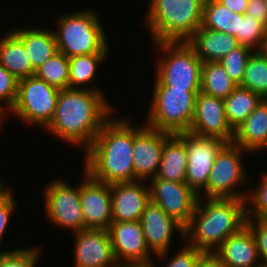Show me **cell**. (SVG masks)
<instances>
[{
    "instance_id": "5bb4252c",
    "label": "cell",
    "mask_w": 267,
    "mask_h": 267,
    "mask_svg": "<svg viewBox=\"0 0 267 267\" xmlns=\"http://www.w3.org/2000/svg\"><path fill=\"white\" fill-rule=\"evenodd\" d=\"M189 131L201 136L219 138L226 143H233L235 131L228 123L223 99L200 91L196 96Z\"/></svg>"
},
{
    "instance_id": "ee69618b",
    "label": "cell",
    "mask_w": 267,
    "mask_h": 267,
    "mask_svg": "<svg viewBox=\"0 0 267 267\" xmlns=\"http://www.w3.org/2000/svg\"><path fill=\"white\" fill-rule=\"evenodd\" d=\"M1 181L2 180L0 179V196L8 189L5 187V185Z\"/></svg>"
},
{
    "instance_id": "cb8c5ba5",
    "label": "cell",
    "mask_w": 267,
    "mask_h": 267,
    "mask_svg": "<svg viewBox=\"0 0 267 267\" xmlns=\"http://www.w3.org/2000/svg\"><path fill=\"white\" fill-rule=\"evenodd\" d=\"M187 149L178 134H171L164 142L162 157L155 178L185 182Z\"/></svg>"
},
{
    "instance_id": "9a60e30c",
    "label": "cell",
    "mask_w": 267,
    "mask_h": 267,
    "mask_svg": "<svg viewBox=\"0 0 267 267\" xmlns=\"http://www.w3.org/2000/svg\"><path fill=\"white\" fill-rule=\"evenodd\" d=\"M108 232L118 264H150L153 260L140 221L111 222Z\"/></svg>"
},
{
    "instance_id": "7402d4cb",
    "label": "cell",
    "mask_w": 267,
    "mask_h": 267,
    "mask_svg": "<svg viewBox=\"0 0 267 267\" xmlns=\"http://www.w3.org/2000/svg\"><path fill=\"white\" fill-rule=\"evenodd\" d=\"M233 143L250 153L267 150V99L235 130Z\"/></svg>"
},
{
    "instance_id": "603a6c76",
    "label": "cell",
    "mask_w": 267,
    "mask_h": 267,
    "mask_svg": "<svg viewBox=\"0 0 267 267\" xmlns=\"http://www.w3.org/2000/svg\"><path fill=\"white\" fill-rule=\"evenodd\" d=\"M11 31L23 42L35 71L57 52L53 30L21 27Z\"/></svg>"
},
{
    "instance_id": "60d3db41",
    "label": "cell",
    "mask_w": 267,
    "mask_h": 267,
    "mask_svg": "<svg viewBox=\"0 0 267 267\" xmlns=\"http://www.w3.org/2000/svg\"><path fill=\"white\" fill-rule=\"evenodd\" d=\"M195 267H227L215 253H204Z\"/></svg>"
},
{
    "instance_id": "8d00e7d4",
    "label": "cell",
    "mask_w": 267,
    "mask_h": 267,
    "mask_svg": "<svg viewBox=\"0 0 267 267\" xmlns=\"http://www.w3.org/2000/svg\"><path fill=\"white\" fill-rule=\"evenodd\" d=\"M185 245L186 246H184V248L182 246V249L169 260V262L165 265L166 267H195L204 252L188 245L187 243ZM153 262L155 261L152 260L149 264L151 267H155L156 265V263Z\"/></svg>"
},
{
    "instance_id": "4316f807",
    "label": "cell",
    "mask_w": 267,
    "mask_h": 267,
    "mask_svg": "<svg viewBox=\"0 0 267 267\" xmlns=\"http://www.w3.org/2000/svg\"><path fill=\"white\" fill-rule=\"evenodd\" d=\"M201 26L236 37L239 32L240 14L233 13L217 0H205Z\"/></svg>"
},
{
    "instance_id": "8fae6325",
    "label": "cell",
    "mask_w": 267,
    "mask_h": 267,
    "mask_svg": "<svg viewBox=\"0 0 267 267\" xmlns=\"http://www.w3.org/2000/svg\"><path fill=\"white\" fill-rule=\"evenodd\" d=\"M187 149L186 184L197 194L207 186L218 152L227 144L219 138L180 132Z\"/></svg>"
},
{
    "instance_id": "52a82bcc",
    "label": "cell",
    "mask_w": 267,
    "mask_h": 267,
    "mask_svg": "<svg viewBox=\"0 0 267 267\" xmlns=\"http://www.w3.org/2000/svg\"><path fill=\"white\" fill-rule=\"evenodd\" d=\"M165 56L157 63L154 87L200 89L203 62L186 41L155 42Z\"/></svg>"
},
{
    "instance_id": "ffe728a7",
    "label": "cell",
    "mask_w": 267,
    "mask_h": 267,
    "mask_svg": "<svg viewBox=\"0 0 267 267\" xmlns=\"http://www.w3.org/2000/svg\"><path fill=\"white\" fill-rule=\"evenodd\" d=\"M214 253L227 267H263L256 239L247 225L230 235Z\"/></svg>"
},
{
    "instance_id": "7bdbcfd3",
    "label": "cell",
    "mask_w": 267,
    "mask_h": 267,
    "mask_svg": "<svg viewBox=\"0 0 267 267\" xmlns=\"http://www.w3.org/2000/svg\"><path fill=\"white\" fill-rule=\"evenodd\" d=\"M118 267H151L149 264H119Z\"/></svg>"
},
{
    "instance_id": "7a4b0ae2",
    "label": "cell",
    "mask_w": 267,
    "mask_h": 267,
    "mask_svg": "<svg viewBox=\"0 0 267 267\" xmlns=\"http://www.w3.org/2000/svg\"><path fill=\"white\" fill-rule=\"evenodd\" d=\"M131 122L111 116L84 152L83 169L93 179L109 185L134 181V125Z\"/></svg>"
},
{
    "instance_id": "2e32d148",
    "label": "cell",
    "mask_w": 267,
    "mask_h": 267,
    "mask_svg": "<svg viewBox=\"0 0 267 267\" xmlns=\"http://www.w3.org/2000/svg\"><path fill=\"white\" fill-rule=\"evenodd\" d=\"M139 221L148 249L161 261L168 257L175 230L180 233L184 241V227L151 201L146 205Z\"/></svg>"
},
{
    "instance_id": "d6a6232c",
    "label": "cell",
    "mask_w": 267,
    "mask_h": 267,
    "mask_svg": "<svg viewBox=\"0 0 267 267\" xmlns=\"http://www.w3.org/2000/svg\"><path fill=\"white\" fill-rule=\"evenodd\" d=\"M253 52L249 47L240 45L219 61L231 80L237 85L243 81L246 63Z\"/></svg>"
},
{
    "instance_id": "30bf717a",
    "label": "cell",
    "mask_w": 267,
    "mask_h": 267,
    "mask_svg": "<svg viewBox=\"0 0 267 267\" xmlns=\"http://www.w3.org/2000/svg\"><path fill=\"white\" fill-rule=\"evenodd\" d=\"M45 216L56 227L72 229L74 233L85 230L80 202V184L73 187L66 181L55 180L45 187Z\"/></svg>"
},
{
    "instance_id": "8992f818",
    "label": "cell",
    "mask_w": 267,
    "mask_h": 267,
    "mask_svg": "<svg viewBox=\"0 0 267 267\" xmlns=\"http://www.w3.org/2000/svg\"><path fill=\"white\" fill-rule=\"evenodd\" d=\"M200 89L154 87L146 125L171 134L187 132Z\"/></svg>"
},
{
    "instance_id": "74e56055",
    "label": "cell",
    "mask_w": 267,
    "mask_h": 267,
    "mask_svg": "<svg viewBox=\"0 0 267 267\" xmlns=\"http://www.w3.org/2000/svg\"><path fill=\"white\" fill-rule=\"evenodd\" d=\"M246 225L251 229L256 239L261 264L263 267H267V225L260 219L254 218H246Z\"/></svg>"
},
{
    "instance_id": "e0dca14e",
    "label": "cell",
    "mask_w": 267,
    "mask_h": 267,
    "mask_svg": "<svg viewBox=\"0 0 267 267\" xmlns=\"http://www.w3.org/2000/svg\"><path fill=\"white\" fill-rule=\"evenodd\" d=\"M80 202L86 229L108 230L112 222L110 185L93 179L85 170Z\"/></svg>"
},
{
    "instance_id": "b9f144b4",
    "label": "cell",
    "mask_w": 267,
    "mask_h": 267,
    "mask_svg": "<svg viewBox=\"0 0 267 267\" xmlns=\"http://www.w3.org/2000/svg\"><path fill=\"white\" fill-rule=\"evenodd\" d=\"M223 6L227 7L233 13L244 15L249 0H217Z\"/></svg>"
},
{
    "instance_id": "f6af8a7d",
    "label": "cell",
    "mask_w": 267,
    "mask_h": 267,
    "mask_svg": "<svg viewBox=\"0 0 267 267\" xmlns=\"http://www.w3.org/2000/svg\"><path fill=\"white\" fill-rule=\"evenodd\" d=\"M260 220L267 225V212L260 218Z\"/></svg>"
},
{
    "instance_id": "44dd1931",
    "label": "cell",
    "mask_w": 267,
    "mask_h": 267,
    "mask_svg": "<svg viewBox=\"0 0 267 267\" xmlns=\"http://www.w3.org/2000/svg\"><path fill=\"white\" fill-rule=\"evenodd\" d=\"M204 62H219L240 46L235 36L203 28L202 26L186 41Z\"/></svg>"
},
{
    "instance_id": "83f0119b",
    "label": "cell",
    "mask_w": 267,
    "mask_h": 267,
    "mask_svg": "<svg viewBox=\"0 0 267 267\" xmlns=\"http://www.w3.org/2000/svg\"><path fill=\"white\" fill-rule=\"evenodd\" d=\"M237 86L219 62L202 64L200 91L225 99Z\"/></svg>"
},
{
    "instance_id": "6da1fadb",
    "label": "cell",
    "mask_w": 267,
    "mask_h": 267,
    "mask_svg": "<svg viewBox=\"0 0 267 267\" xmlns=\"http://www.w3.org/2000/svg\"><path fill=\"white\" fill-rule=\"evenodd\" d=\"M110 104L97 87L61 89L53 118L44 130L62 141L81 146L85 152L113 115L115 108Z\"/></svg>"
},
{
    "instance_id": "ac0fdd59",
    "label": "cell",
    "mask_w": 267,
    "mask_h": 267,
    "mask_svg": "<svg viewBox=\"0 0 267 267\" xmlns=\"http://www.w3.org/2000/svg\"><path fill=\"white\" fill-rule=\"evenodd\" d=\"M73 235L74 267H118L108 230L85 229Z\"/></svg>"
},
{
    "instance_id": "d590c367",
    "label": "cell",
    "mask_w": 267,
    "mask_h": 267,
    "mask_svg": "<svg viewBox=\"0 0 267 267\" xmlns=\"http://www.w3.org/2000/svg\"><path fill=\"white\" fill-rule=\"evenodd\" d=\"M17 89L18 80L0 64V104L4 103L2 106L0 105L2 119H4L5 113L13 107L17 97Z\"/></svg>"
},
{
    "instance_id": "4fadbf2b",
    "label": "cell",
    "mask_w": 267,
    "mask_h": 267,
    "mask_svg": "<svg viewBox=\"0 0 267 267\" xmlns=\"http://www.w3.org/2000/svg\"><path fill=\"white\" fill-rule=\"evenodd\" d=\"M171 133L151 128L146 124L134 126L133 169L134 181H148L155 178L164 148Z\"/></svg>"
},
{
    "instance_id": "836d02e7",
    "label": "cell",
    "mask_w": 267,
    "mask_h": 267,
    "mask_svg": "<svg viewBox=\"0 0 267 267\" xmlns=\"http://www.w3.org/2000/svg\"><path fill=\"white\" fill-rule=\"evenodd\" d=\"M260 179L257 189L247 195L246 218L260 219L267 212V173L264 172Z\"/></svg>"
},
{
    "instance_id": "9c48e42d",
    "label": "cell",
    "mask_w": 267,
    "mask_h": 267,
    "mask_svg": "<svg viewBox=\"0 0 267 267\" xmlns=\"http://www.w3.org/2000/svg\"><path fill=\"white\" fill-rule=\"evenodd\" d=\"M59 91L35 75L18 80L17 97L10 112L25 123L45 128L53 118Z\"/></svg>"
},
{
    "instance_id": "f546056e",
    "label": "cell",
    "mask_w": 267,
    "mask_h": 267,
    "mask_svg": "<svg viewBox=\"0 0 267 267\" xmlns=\"http://www.w3.org/2000/svg\"><path fill=\"white\" fill-rule=\"evenodd\" d=\"M267 99V50L254 51L245 66L243 81L239 85Z\"/></svg>"
},
{
    "instance_id": "4dcf8cb0",
    "label": "cell",
    "mask_w": 267,
    "mask_h": 267,
    "mask_svg": "<svg viewBox=\"0 0 267 267\" xmlns=\"http://www.w3.org/2000/svg\"><path fill=\"white\" fill-rule=\"evenodd\" d=\"M58 89L69 88V58L57 51L34 74Z\"/></svg>"
},
{
    "instance_id": "3957f363",
    "label": "cell",
    "mask_w": 267,
    "mask_h": 267,
    "mask_svg": "<svg viewBox=\"0 0 267 267\" xmlns=\"http://www.w3.org/2000/svg\"><path fill=\"white\" fill-rule=\"evenodd\" d=\"M245 225L246 199L199 197L184 228V241L204 253H214Z\"/></svg>"
},
{
    "instance_id": "bcb514c9",
    "label": "cell",
    "mask_w": 267,
    "mask_h": 267,
    "mask_svg": "<svg viewBox=\"0 0 267 267\" xmlns=\"http://www.w3.org/2000/svg\"><path fill=\"white\" fill-rule=\"evenodd\" d=\"M2 121H3V119H2V117L0 116V125H1Z\"/></svg>"
},
{
    "instance_id": "f35d334b",
    "label": "cell",
    "mask_w": 267,
    "mask_h": 267,
    "mask_svg": "<svg viewBox=\"0 0 267 267\" xmlns=\"http://www.w3.org/2000/svg\"><path fill=\"white\" fill-rule=\"evenodd\" d=\"M15 200L11 190L7 189L0 196V244L3 239L4 232L9 225L12 213L15 210Z\"/></svg>"
},
{
    "instance_id": "f1b7e54d",
    "label": "cell",
    "mask_w": 267,
    "mask_h": 267,
    "mask_svg": "<svg viewBox=\"0 0 267 267\" xmlns=\"http://www.w3.org/2000/svg\"><path fill=\"white\" fill-rule=\"evenodd\" d=\"M108 54H85L69 58V88L89 87L96 76L97 67L104 63ZM91 81V82H90ZM82 85V86H80ZM80 86V87H79Z\"/></svg>"
},
{
    "instance_id": "7c38bea8",
    "label": "cell",
    "mask_w": 267,
    "mask_h": 267,
    "mask_svg": "<svg viewBox=\"0 0 267 267\" xmlns=\"http://www.w3.org/2000/svg\"><path fill=\"white\" fill-rule=\"evenodd\" d=\"M149 182L150 201L185 228L195 211L199 195L186 182L159 178H152Z\"/></svg>"
},
{
    "instance_id": "484cf974",
    "label": "cell",
    "mask_w": 267,
    "mask_h": 267,
    "mask_svg": "<svg viewBox=\"0 0 267 267\" xmlns=\"http://www.w3.org/2000/svg\"><path fill=\"white\" fill-rule=\"evenodd\" d=\"M262 100L263 98L256 92L238 85L227 98L223 99L231 128L235 131Z\"/></svg>"
},
{
    "instance_id": "d4e9b609",
    "label": "cell",
    "mask_w": 267,
    "mask_h": 267,
    "mask_svg": "<svg viewBox=\"0 0 267 267\" xmlns=\"http://www.w3.org/2000/svg\"><path fill=\"white\" fill-rule=\"evenodd\" d=\"M0 64L17 80L35 74L23 42L11 30L0 38Z\"/></svg>"
},
{
    "instance_id": "ab89813d",
    "label": "cell",
    "mask_w": 267,
    "mask_h": 267,
    "mask_svg": "<svg viewBox=\"0 0 267 267\" xmlns=\"http://www.w3.org/2000/svg\"><path fill=\"white\" fill-rule=\"evenodd\" d=\"M245 14L267 26V0H249Z\"/></svg>"
},
{
    "instance_id": "ba28073f",
    "label": "cell",
    "mask_w": 267,
    "mask_h": 267,
    "mask_svg": "<svg viewBox=\"0 0 267 267\" xmlns=\"http://www.w3.org/2000/svg\"><path fill=\"white\" fill-rule=\"evenodd\" d=\"M244 152L249 153L234 143H227L218 152L209 174L207 186L201 191L202 193L198 194L199 197L246 199L249 192L234 189L237 185L244 186V182L248 180L242 159Z\"/></svg>"
},
{
    "instance_id": "5b68a950",
    "label": "cell",
    "mask_w": 267,
    "mask_h": 267,
    "mask_svg": "<svg viewBox=\"0 0 267 267\" xmlns=\"http://www.w3.org/2000/svg\"><path fill=\"white\" fill-rule=\"evenodd\" d=\"M57 19L56 47L66 57L109 53L103 25L93 10L61 14Z\"/></svg>"
},
{
    "instance_id": "277c9868",
    "label": "cell",
    "mask_w": 267,
    "mask_h": 267,
    "mask_svg": "<svg viewBox=\"0 0 267 267\" xmlns=\"http://www.w3.org/2000/svg\"><path fill=\"white\" fill-rule=\"evenodd\" d=\"M145 23L155 42L187 41L200 27L205 0H149Z\"/></svg>"
},
{
    "instance_id": "d6986e66",
    "label": "cell",
    "mask_w": 267,
    "mask_h": 267,
    "mask_svg": "<svg viewBox=\"0 0 267 267\" xmlns=\"http://www.w3.org/2000/svg\"><path fill=\"white\" fill-rule=\"evenodd\" d=\"M143 182L145 181L110 184L112 222L140 220L150 202L149 186Z\"/></svg>"
},
{
    "instance_id": "1f68e13d",
    "label": "cell",
    "mask_w": 267,
    "mask_h": 267,
    "mask_svg": "<svg viewBox=\"0 0 267 267\" xmlns=\"http://www.w3.org/2000/svg\"><path fill=\"white\" fill-rule=\"evenodd\" d=\"M240 45L253 51L267 50V26L249 15L240 14L239 32L236 35Z\"/></svg>"
},
{
    "instance_id": "e575fe53",
    "label": "cell",
    "mask_w": 267,
    "mask_h": 267,
    "mask_svg": "<svg viewBox=\"0 0 267 267\" xmlns=\"http://www.w3.org/2000/svg\"><path fill=\"white\" fill-rule=\"evenodd\" d=\"M38 248H22L0 253V267H36L39 259Z\"/></svg>"
}]
</instances>
